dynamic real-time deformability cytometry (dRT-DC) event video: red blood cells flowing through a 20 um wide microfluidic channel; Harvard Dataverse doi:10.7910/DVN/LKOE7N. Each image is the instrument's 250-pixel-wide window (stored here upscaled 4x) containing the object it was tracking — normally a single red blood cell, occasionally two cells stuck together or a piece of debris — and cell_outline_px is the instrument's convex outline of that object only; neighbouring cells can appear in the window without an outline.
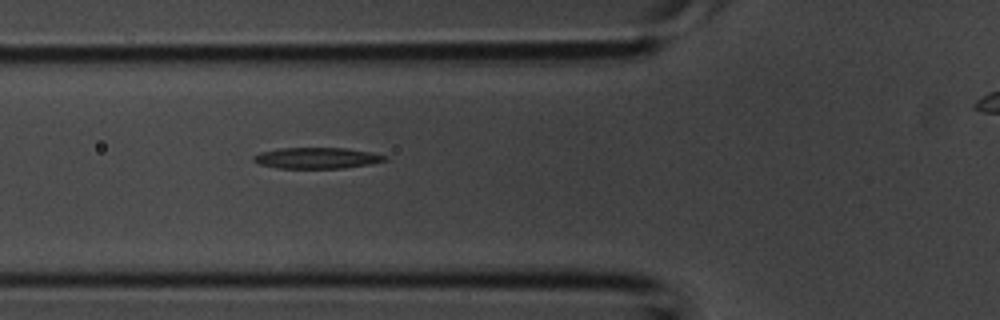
{"species": "common noctule bat (a hibernating species)", "species_latin": "Nyctalus noctula", "temperature_condition": "room temperature", "stored_images_in_passage": 5, "segment_of_instrument_passage": [1, 2], "camera_frame_rate_fps": 3000, "um_per_image_px": 0.085, "animal": {"sex": "male", "body_mass_g": 20.1, "forearm_length_mm": 53.5}, "frame": {"image": 1, "passage_image": 4, "time_ms": 1.0, "image_size_px": [1000, 320], "cell_outline_px": [[388, 160], [368, 164], [344, 168], [276, 168], [260, 164], [252, 160], [252, 156], [260, 152], [280, 148], [344, 148], [372, 152], [388, 156]], "centroid_in_image_um": [26.93, 13.43], "position_along_channel_um": 98.9, "area_um2": 16.13}}